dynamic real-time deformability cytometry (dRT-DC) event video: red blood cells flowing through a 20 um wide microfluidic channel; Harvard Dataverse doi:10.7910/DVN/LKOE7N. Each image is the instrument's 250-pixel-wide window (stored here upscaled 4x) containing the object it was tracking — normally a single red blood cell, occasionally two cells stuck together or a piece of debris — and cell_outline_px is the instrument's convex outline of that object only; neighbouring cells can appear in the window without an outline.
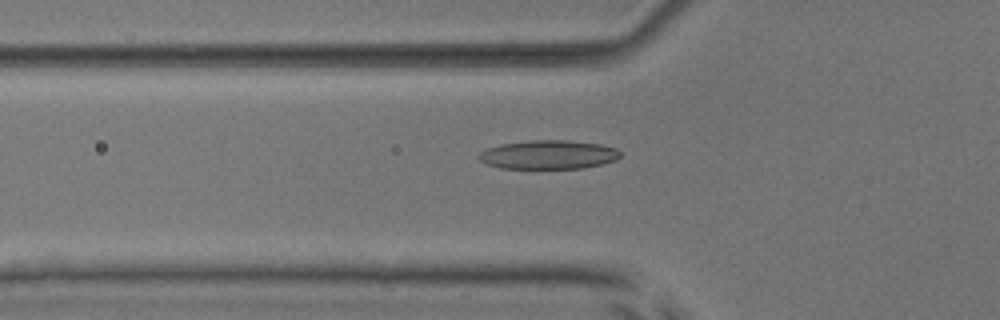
{"species": "common noctule bat (a hibernating species)", "species_latin": "Nyctalus noctula", "temperature_condition": "room temperature", "stored_images_in_passage": 53, "camera_frame_rate_fps": 3000, "um_per_image_px": 0.085, "animal": {"sex": "male", "body_mass_g": 17.9, "forearm_length_mm": 54.2}, "frame": {"image": 1, "passage_image": 19, "time_ms": 6.0, "image_size_px": [1000, 320], "cell_outline_px": [[620, 156], [616, 160], [584, 168], [500, 168], [488, 164], [480, 160], [476, 156], [480, 152], [488, 148], [500, 144], [532, 140], [568, 140], [600, 144], [616, 148], [620, 152]], "centroid_in_image_um": [46.61, 13.14], "position_along_channel_um": 79.2, "area_um2": 23.7}}
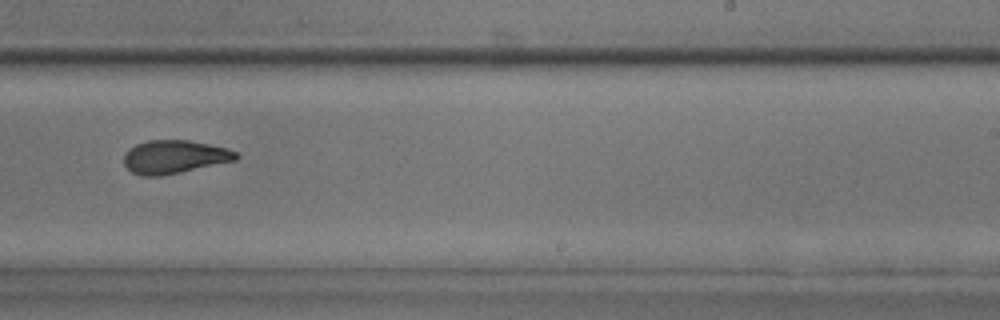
{"frame": {"image": 2, "passage_image": 34, "time_ms": 11.0, "image_size_px": [1000, 320], "cell_outline_px": [[240, 156], [236, 160], [180, 172], [160, 176], [144, 176], [132, 172], [124, 164], [124, 152], [128, 148], [136, 144], [148, 140], [188, 140], [228, 148], [236, 152]], "centroid_in_image_um": [14.81, 13.32], "position_along_channel_um": 274.2, "area_um2": 21.73}}
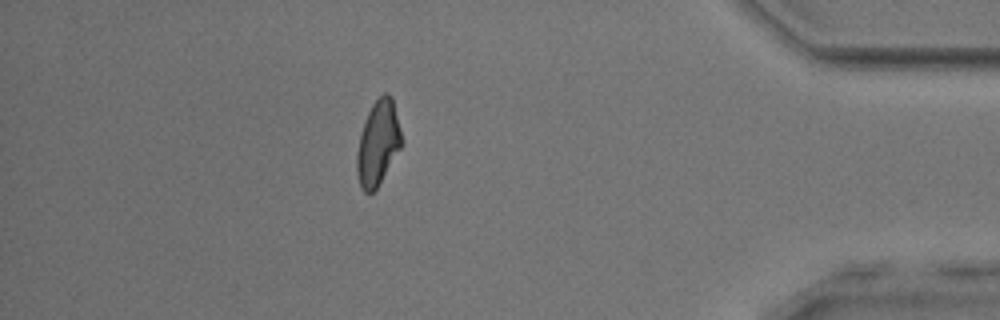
{"frame": {"image": 3, "passage_image": 47, "time_ms": 15.333, "image_size_px": [1000, 320], "cell_outline_px": [[404, 144], [376, 188], [372, 192], [364, 192], [360, 184], [356, 172], [356, 152], [360, 132], [364, 120], [372, 104], [384, 92], [388, 92], [392, 96], [404, 140]], "centroid_in_image_um": [32.15, 12.12], "position_along_channel_um": 403.1, "area_um2": 22.43}, "authors_computed_cell_mechanics": {"area_um2": 22.542, "velocity_mm_per_s": 3.9006, "shape_relaxation_time_tau1_ms": 5.0279, "shape_relaxation_time_tau2_ms": 2.5124, "deformation_change_tau1": 0.1634, "deformation_change_tau2": 0.0935}}